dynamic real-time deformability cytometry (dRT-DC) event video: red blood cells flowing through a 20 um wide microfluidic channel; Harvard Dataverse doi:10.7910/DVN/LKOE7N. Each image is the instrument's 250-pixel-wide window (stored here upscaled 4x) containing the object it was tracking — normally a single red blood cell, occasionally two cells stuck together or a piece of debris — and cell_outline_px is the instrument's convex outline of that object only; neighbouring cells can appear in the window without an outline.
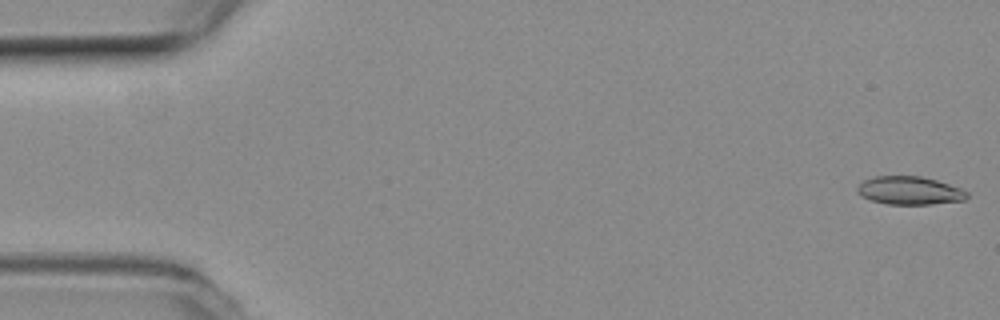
{"species": "common noctule bat (a hibernating species)", "species_latin": "Nyctalus noctula", "temperature_condition": "room temperature", "stored_images_in_passage": 53, "camera_frame_rate_fps": 3000, "um_per_image_px": 0.085, "animal": {"sex": "female", "body_mass_g": 19.3, "forearm_length_mm": 54.1}, "frame": {"image": 1, "passage_image": 1, "time_ms": 0.0, "image_size_px": [1000, 320], "cell_outline_px": [[968, 196], [964, 200], [932, 204], [888, 204], [872, 200], [856, 192], [856, 188], [864, 180], [876, 176], [920, 176], [936, 180], [960, 188], [968, 192]], "centroid_in_image_um": [77.32, 16.19], "position_along_channel_um": 7.7, "area_um2": 17.8}}
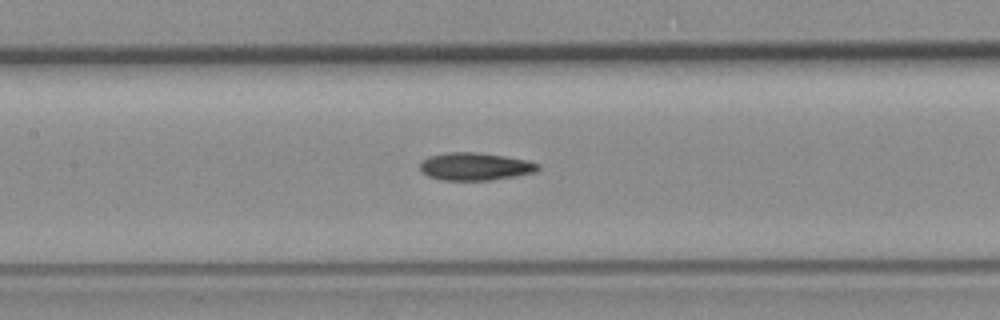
{"frame": {"image": 2, "passage_image": 24, "time_ms": 7.667, "image_size_px": [1000, 320], "cell_outline_px": [[540, 168], [536, 172], [516, 176], [492, 180], [440, 180], [428, 176], [420, 172], [420, 160], [428, 156], [448, 152], [476, 152], [504, 156], [528, 160], [540, 164]], "centroid_in_image_um": [40.37, 14.15], "position_along_channel_um": 167.0, "area_um2": 19.31}}
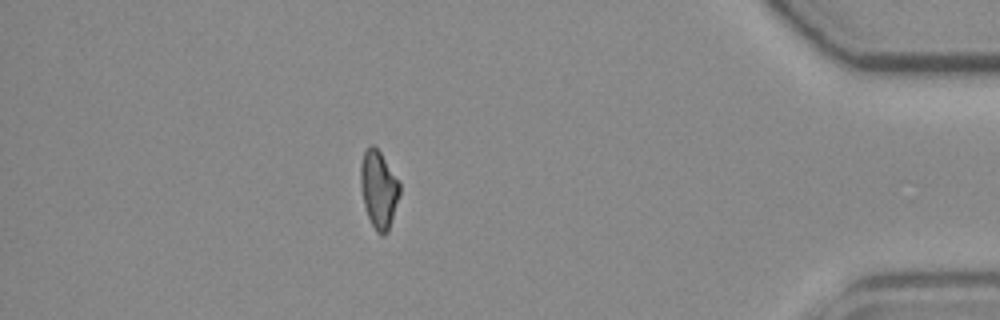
{"frame": {"image": 3, "passage_image": 46, "time_ms": 15.0, "image_size_px": [1000, 320], "cell_outline_px": [[400, 192], [388, 232], [384, 236], [380, 236], [376, 232], [368, 216], [364, 204], [360, 184], [360, 164], [364, 152], [372, 144], [380, 152], [400, 180]], "centroid_in_image_um": [32.2, 16.1], "position_along_channel_um": 403.0, "area_um2": 17.69}, "authors_computed_cell_mechanics": {"area_um2": 18.2648, "velocity_mm_per_s": 3.8878, "shape_relaxation_time_tau1_ms": null, "shape_relaxation_time_tau2_ms": 5.4308, "deformation_change_tau1": null, "deformation_change_tau2": 0.1392}}